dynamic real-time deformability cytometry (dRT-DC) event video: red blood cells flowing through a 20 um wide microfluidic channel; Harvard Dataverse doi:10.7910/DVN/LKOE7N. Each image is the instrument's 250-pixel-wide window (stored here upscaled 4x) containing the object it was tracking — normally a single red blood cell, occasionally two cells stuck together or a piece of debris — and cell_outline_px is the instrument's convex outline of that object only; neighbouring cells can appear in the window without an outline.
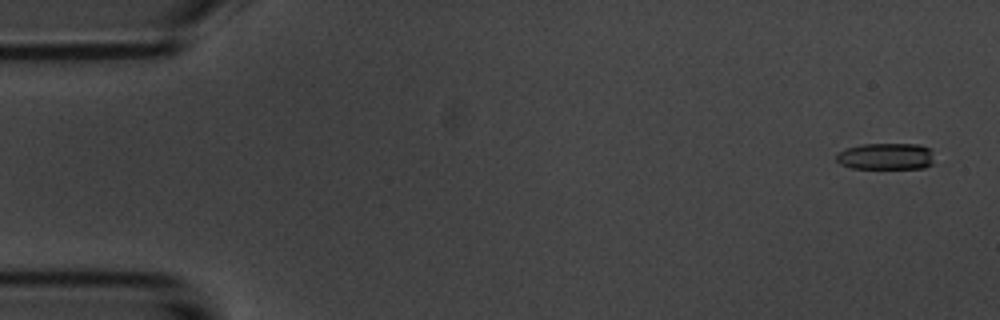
{"species": "common noctule bat (a hibernating species)", "species_latin": "Nyctalus noctula", "temperature_condition": "room temperature", "stored_images_in_passage": 6, "camera_frame_rate_fps": 3000, "um_per_image_px": 0.085, "animal": {"sex": "male", "body_mass_g": 20.1, "forearm_length_mm": 53.5}, "frame": {"image": 1, "passage_image": 1, "time_ms": 0.0, "image_size_px": [1000, 320], "cell_outline_px": [[936, 164], [924, 168], [852, 168], [840, 164], [836, 160], [836, 152], [844, 148], [860, 144], [920, 144], [932, 148]], "centroid_in_image_um": [75.35, 13.28], "position_along_channel_um": 9.6, "area_um2": 15.72}}
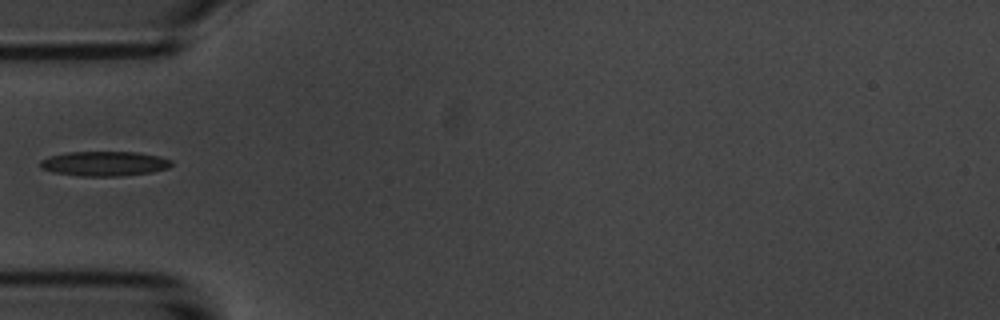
{"frame": {"image": 2, "passage_image": 5, "time_ms": 5.333, "image_size_px": [1000, 320], "cell_outline_px": [[172, 164], [168, 168], [152, 172], [120, 176], [80, 176], [52, 172], [40, 168], [40, 160], [52, 156], [68, 152], [136, 152], [160, 156], [172, 160]], "centroid_in_image_um": [8.88, 13.91], "position_along_channel_um": 76.1, "area_um2": 18.9}}